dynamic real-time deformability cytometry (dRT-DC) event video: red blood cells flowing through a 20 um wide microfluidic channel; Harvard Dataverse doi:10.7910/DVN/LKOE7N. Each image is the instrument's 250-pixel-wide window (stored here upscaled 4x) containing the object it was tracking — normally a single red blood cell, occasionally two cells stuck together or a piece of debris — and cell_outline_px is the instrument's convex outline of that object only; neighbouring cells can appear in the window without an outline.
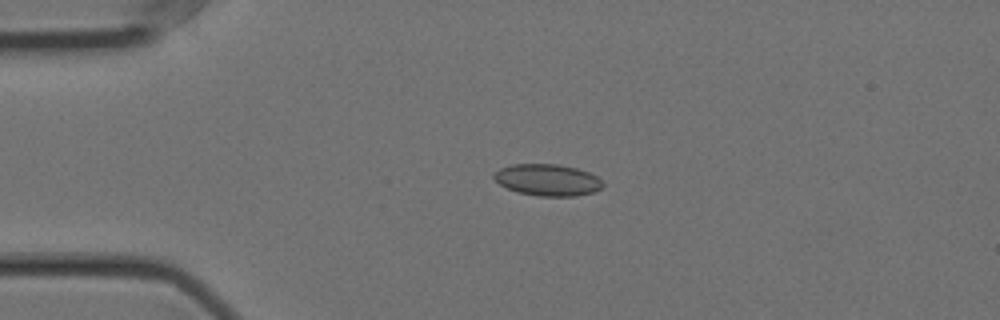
{"species": "Egyptian fruit bat (a non-hibernating species)", "species_latin": "Rousettus aegyptiacus", "temperature_condition": "cold", "stored_images_in_passage": 15, "camera_frame_rate_fps": 3000, "um_per_image_px": 0.085, "animal": {"sex": "female"}, "frame": {"image": 1, "passage_image": 12, "time_ms": 3.667, "image_size_px": [1000, 320], "cell_outline_px": [[604, 188], [592, 192], [576, 196], [540, 196], [520, 192], [508, 188], [500, 184], [492, 176], [500, 168], [512, 164], [556, 164], [576, 168], [588, 172], [596, 176], [604, 184]], "centroid_in_image_um": [46.57, 15.29], "position_along_channel_um": 38.4, "area_um2": 19.88}}